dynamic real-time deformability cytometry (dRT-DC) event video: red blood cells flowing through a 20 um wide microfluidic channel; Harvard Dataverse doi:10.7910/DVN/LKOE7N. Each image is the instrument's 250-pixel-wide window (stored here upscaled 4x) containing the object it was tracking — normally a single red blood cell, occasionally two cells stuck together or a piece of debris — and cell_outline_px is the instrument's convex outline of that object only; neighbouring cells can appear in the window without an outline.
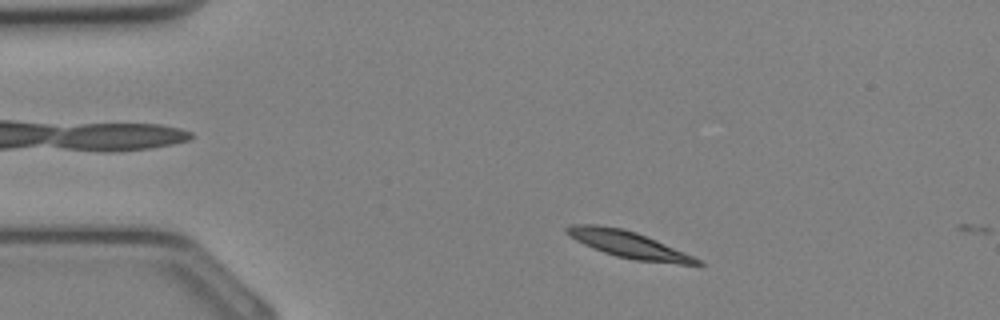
{"species": "Egyptian fruit bat (a non-hibernating species)", "species_latin": "Rousettus aegyptiacus", "temperature_condition": "cold", "stored_images_in_passage": 4, "camera_frame_rate_fps": 3000, "um_per_image_px": 0.085, "animal": {"sex": "female"}, "frame": {"image": 1, "passage_image": 3, "time_ms": 0.667, "image_size_px": [1000, 320], "cell_outline_px": [[704, 264], [680, 264], [632, 260], [616, 256], [592, 248], [568, 236], [564, 232], [564, 228], [572, 224], [596, 224], [624, 228], [636, 232], [656, 240], [684, 252], [700, 260]], "centroid_in_image_um": [53.35, 20.76], "position_along_channel_um": 31.7, "area_um2": 20.29}}